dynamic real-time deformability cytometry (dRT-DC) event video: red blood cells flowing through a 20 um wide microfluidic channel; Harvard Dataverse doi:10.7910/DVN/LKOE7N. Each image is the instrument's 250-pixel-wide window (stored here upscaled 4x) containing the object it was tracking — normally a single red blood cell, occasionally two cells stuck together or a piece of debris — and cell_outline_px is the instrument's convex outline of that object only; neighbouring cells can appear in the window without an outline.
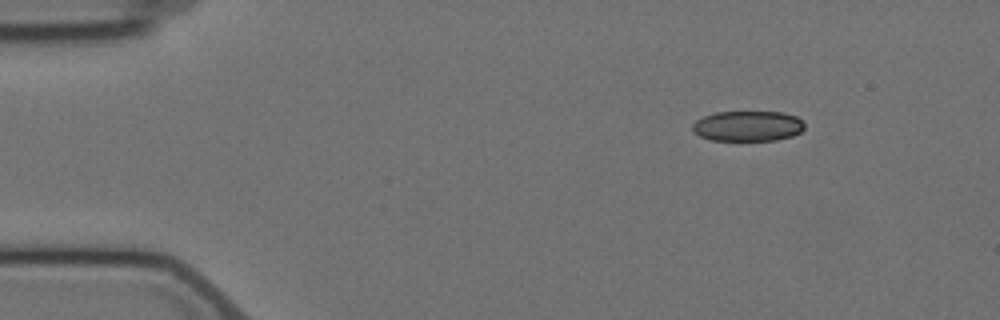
{"species": "Egyptian fruit bat (a non-hibernating species)", "species_latin": "Rousettus aegyptiacus", "temperature_condition": "cold", "stored_images_in_passage": 9, "camera_frame_rate_fps": 3000, "um_per_image_px": 0.085, "animal": {"sex": "female"}, "frame": {"image": 1, "passage_image": 1, "time_ms": 0.0, "image_size_px": [1000, 320], "cell_outline_px": [[804, 128], [800, 132], [792, 136], [776, 140], [712, 140], [700, 136], [692, 132], [692, 124], [696, 120], [704, 116], [716, 112], [784, 112], [796, 116], [804, 120]], "centroid_in_image_um": [63.57, 10.71], "position_along_channel_um": 21.4, "area_um2": 19.94}}
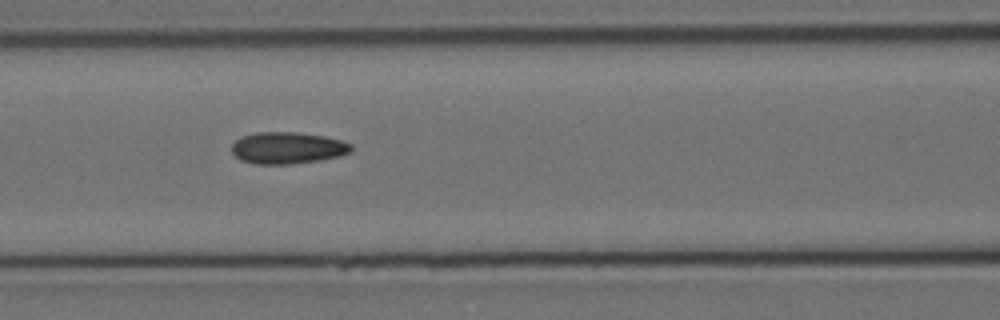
{"frame": {"image": 2, "passage_image": 6, "time_ms": 5.667, "image_size_px": [1000, 320], "cell_outline_px": [[352, 152], [340, 156], [320, 160], [292, 164], [252, 164], [240, 160], [232, 152], [232, 144], [240, 136], [256, 132], [296, 132], [324, 136], [340, 140], [352, 144]], "centroid_in_image_um": [24.43, 12.57], "position_along_channel_um": 142.2, "area_um2": 22.31}}
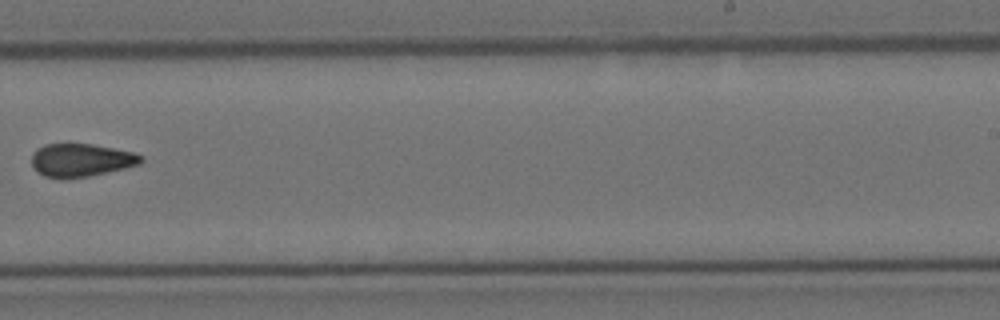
{"frame": {"image": 3, "passage_image": 9, "time_ms": 9.667, "image_size_px": [1000, 320], "cell_outline_px": [[144, 160], [140, 164], [124, 168], [88, 176], [60, 180], [44, 176], [36, 172], [32, 168], [32, 156], [44, 144], [92, 144], [136, 152], [144, 156]], "centroid_in_image_um": [6.9, 13.63], "position_along_channel_um": 282.1, "area_um2": 21.27}}